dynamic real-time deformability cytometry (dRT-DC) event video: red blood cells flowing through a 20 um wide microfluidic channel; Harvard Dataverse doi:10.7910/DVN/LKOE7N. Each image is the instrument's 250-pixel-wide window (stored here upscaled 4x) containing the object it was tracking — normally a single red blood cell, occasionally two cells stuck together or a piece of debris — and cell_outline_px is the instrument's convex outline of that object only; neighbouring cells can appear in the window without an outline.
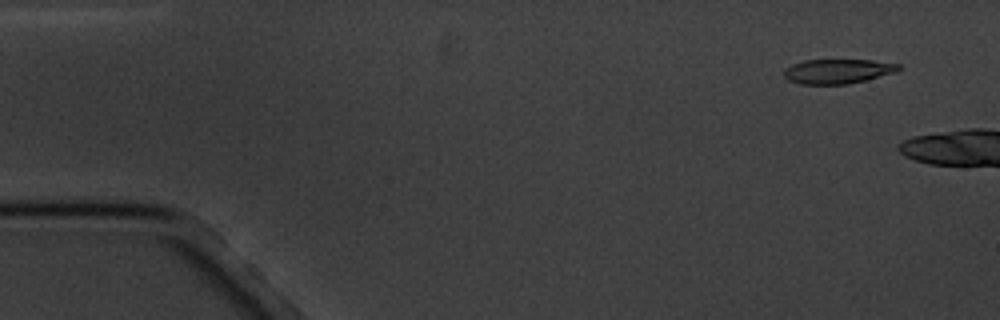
{"species": "common noctule bat (a hibernating species)", "species_latin": "Nyctalus noctula", "temperature_condition": "cold", "stored_images_in_passage": 4, "camera_frame_rate_fps": 3000, "um_per_image_px": 0.085, "animal": {"sex": "male", "body_mass_g": 20.1, "forearm_length_mm": 53.5}, "frame": {"image": 1, "passage_image": 1, "time_ms": 0.0, "image_size_px": [1000, 320], "cell_outline_px": [[900, 68], [896, 72], [848, 84], [800, 84], [788, 80], [784, 76], [784, 68], [792, 64], [804, 60], [872, 60], [900, 64]], "centroid_in_image_um": [71.17, 6.05], "position_along_channel_um": 13.8, "area_um2": 16.36}}